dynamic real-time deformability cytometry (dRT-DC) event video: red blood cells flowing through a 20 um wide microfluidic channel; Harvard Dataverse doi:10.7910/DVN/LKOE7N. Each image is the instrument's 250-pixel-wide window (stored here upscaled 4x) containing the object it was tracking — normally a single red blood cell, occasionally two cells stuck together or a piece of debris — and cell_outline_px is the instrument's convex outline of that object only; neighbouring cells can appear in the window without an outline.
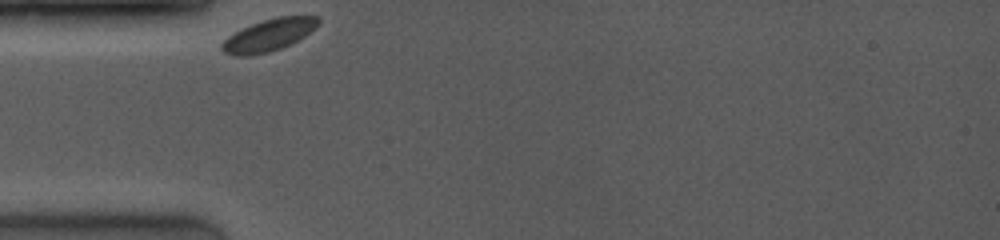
{"species": "common noctule bat (a hibernating species)", "species_latin": "Nyctalus noctula", "temperature_condition": "room temperature", "stored_images_in_passage": 5, "camera_frame_rate_fps": 4000, "um_per_image_px": 0.085, "animal": {"sex": "female", "body_mass_g": 19.0, "forearm_length_mm": 53.3}, "frame": {"image": 1, "passage_image": 1, "time_ms": 0.0, "image_size_px": [1000, 240], "cell_outline_px": [[320, 24], [304, 36], [280, 48], [268, 52], [248, 56], [232, 56], [224, 52], [220, 48], [220, 44], [228, 36], [252, 24], [276, 16], [320, 16]], "centroid_in_image_um": [22.84, 2.98], "position_along_channel_um": 62.2, "area_um2": 17.86}}
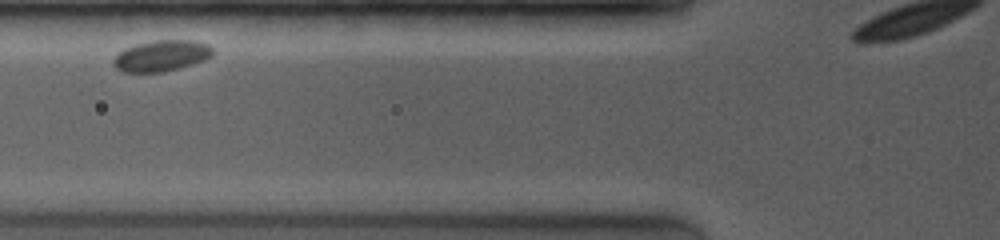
{"frame": {"image": 2, "passage_image": 3, "time_ms": 1.5, "image_size_px": [1000, 240], "cell_outline_px": [[212, 56], [204, 60], [192, 64], [164, 72], [120, 72], [112, 64], [112, 60], [116, 52], [124, 48], [136, 44], [156, 40], [196, 40], [208, 44], [212, 48]], "centroid_in_image_um": [13.67, 4.74], "position_along_channel_um": 112.1, "area_um2": 18.21}}